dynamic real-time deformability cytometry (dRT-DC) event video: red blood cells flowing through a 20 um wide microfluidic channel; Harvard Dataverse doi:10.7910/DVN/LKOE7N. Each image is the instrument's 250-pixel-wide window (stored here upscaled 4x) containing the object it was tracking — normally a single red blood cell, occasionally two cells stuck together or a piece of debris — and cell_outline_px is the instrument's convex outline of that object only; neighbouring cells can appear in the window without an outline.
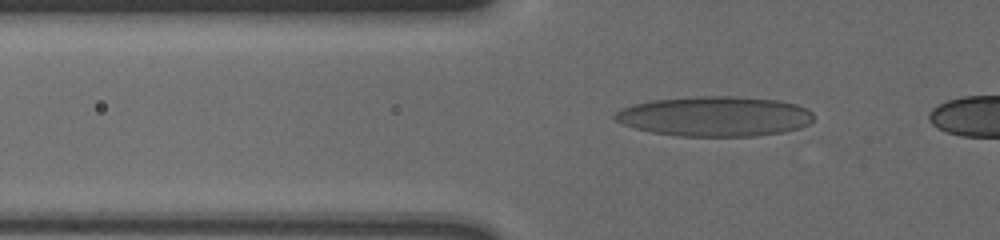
{"species": "human", "species_latin": "Homo sapiens", "temperature_condition": "cold", "stored_images_in_passage": 37, "camera_frame_rate_fps": 3000, "um_per_image_px": 0.085, "donor": {"sex": "male"}, "frame": {"image": 1, "passage_image": 4, "time_ms": 1.0, "image_size_px": [1000, 240], "cell_outline_px": [[812, 120], [808, 124], [800, 128], [784, 132], [756, 136], [676, 136], [652, 132], [636, 128], [624, 124], [616, 120], [612, 116], [616, 112], [624, 108], [636, 104], [652, 100], [696, 96], [732, 96], [780, 100], [796, 104], [808, 108], [812, 112]], "centroid_in_image_um": [60.8, 9.89], "position_along_channel_um": 65.0, "area_um2": 46.3}}
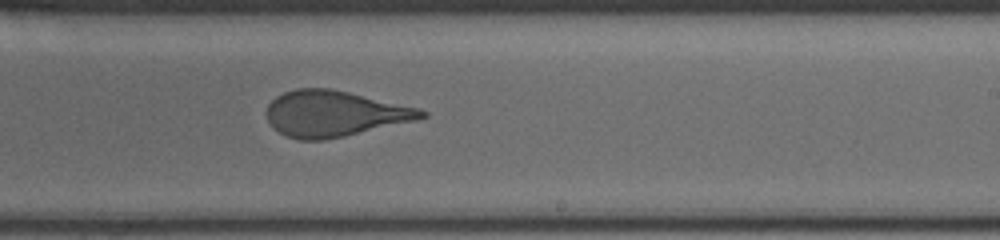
{"frame": {"image": 2, "passage_image": 21, "time_ms": 6.667, "image_size_px": [1000, 240], "cell_outline_px": [[428, 116], [416, 120], [344, 136], [324, 140], [300, 140], [284, 136], [272, 128], [268, 120], [268, 104], [276, 96], [284, 92], [296, 88], [328, 88], [348, 92], [420, 108], [428, 112]], "centroid_in_image_um": [28.4, 9.66], "position_along_channel_um": 260.6, "area_um2": 41.27}}
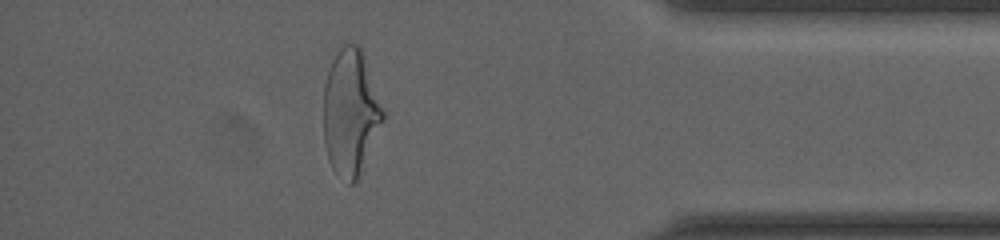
{"frame": {"image": 3, "passage_image": 35, "time_ms": 11.333, "image_size_px": [1000, 240], "cell_outline_px": [[384, 120], [356, 180], [352, 184], [348, 184], [332, 168], [328, 160], [324, 140], [324, 84], [332, 60], [340, 48], [344, 44], [356, 44], [360, 48], [364, 56], [384, 112]], "centroid_in_image_um": [29.78, 9.56], "position_along_channel_um": 405.4, "area_um2": 42.95}}